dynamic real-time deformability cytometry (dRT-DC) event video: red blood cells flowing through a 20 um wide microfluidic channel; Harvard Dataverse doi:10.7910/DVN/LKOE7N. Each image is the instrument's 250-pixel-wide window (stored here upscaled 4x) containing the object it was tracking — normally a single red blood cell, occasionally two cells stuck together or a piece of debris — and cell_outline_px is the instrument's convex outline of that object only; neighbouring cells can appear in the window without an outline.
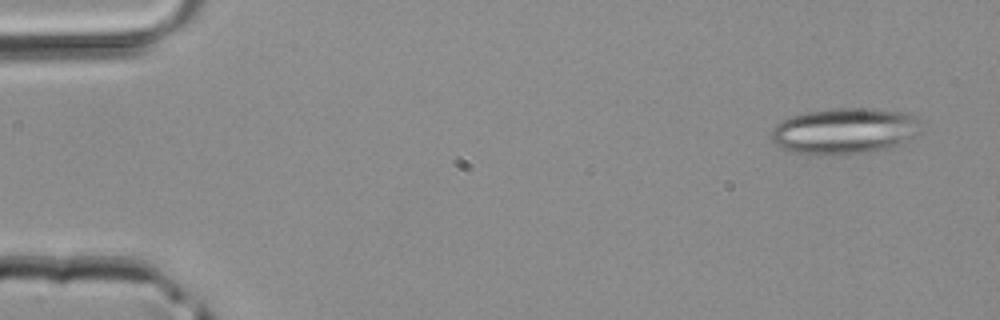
{"species": "common noctule bat (a hibernating species)", "species_latin": "Nyctalus noctula", "temperature_condition": "room temperature", "stored_images_in_passage": 4, "camera_frame_rate_fps": 3000, "um_per_image_px": 0.085, "animal": {"sex": "male", "body_mass_g": 20.4}, "frame": {"image": 1, "passage_image": 1, "time_ms": 0.0, "image_size_px": [1000, 320], "cell_outline_px": [[920, 132], [904, 144], [888, 148], [868, 152], [840, 156], [812, 156], [788, 152], [780, 148], [772, 140], [772, 128], [780, 120], [804, 112], [832, 108], [868, 108], [908, 112], [916, 116]], "centroid_in_image_um": [71.76, 11.16], "position_along_channel_um": 13.2, "area_um2": 41.33}}